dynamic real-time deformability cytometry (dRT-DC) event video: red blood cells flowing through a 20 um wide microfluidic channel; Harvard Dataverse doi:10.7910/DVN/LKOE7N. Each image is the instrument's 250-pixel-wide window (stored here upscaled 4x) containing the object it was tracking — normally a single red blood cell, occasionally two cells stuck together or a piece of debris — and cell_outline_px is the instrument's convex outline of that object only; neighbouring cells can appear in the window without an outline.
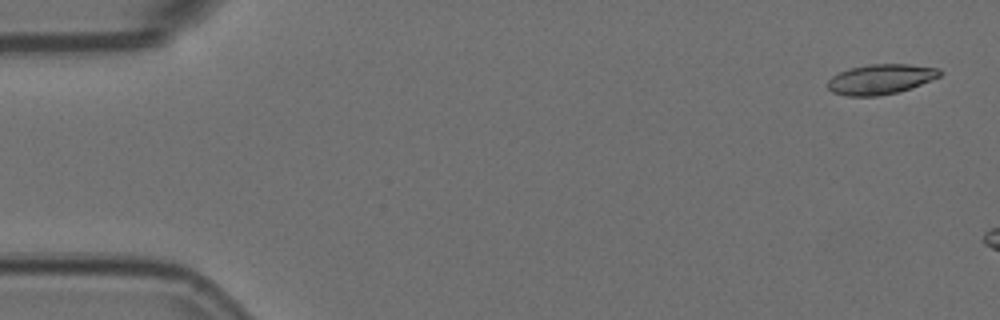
{"species": "Egyptian fruit bat (a non-hibernating species)", "species_latin": "Rousettus aegyptiacus", "temperature_condition": "room temperature", "stored_images_in_passage": 3, "camera_frame_rate_fps": 3000, "um_per_image_px": 0.085, "animal": {"sex": "female"}, "frame": {"image": 1, "passage_image": 1, "time_ms": 0.0, "image_size_px": [1000, 320], "cell_outline_px": [[944, 72], [940, 76], [900, 92], [876, 96], [848, 96], [832, 92], [828, 88], [828, 80], [832, 76], [840, 72], [852, 68], [868, 64], [908, 64], [940, 68]], "centroid_in_image_um": [74.87, 6.73], "position_along_channel_um": 10.1, "area_um2": 19.59}}